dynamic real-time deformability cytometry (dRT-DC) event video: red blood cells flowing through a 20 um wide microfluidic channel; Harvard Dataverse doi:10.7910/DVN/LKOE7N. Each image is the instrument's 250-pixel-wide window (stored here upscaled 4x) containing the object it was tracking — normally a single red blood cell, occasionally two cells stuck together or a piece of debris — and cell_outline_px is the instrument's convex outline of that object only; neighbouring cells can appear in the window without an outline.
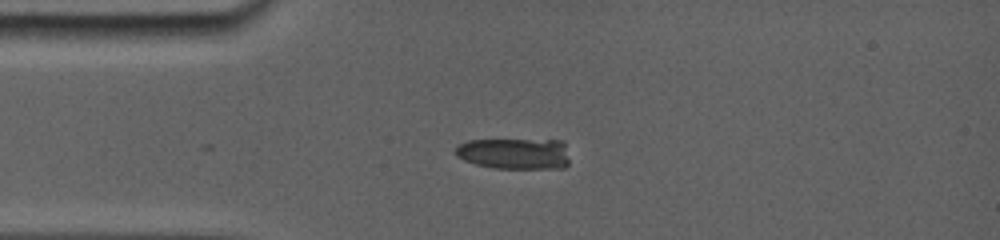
{"species": "common noctule bat (a hibernating species)", "species_latin": "Nyctalus noctula", "temperature_condition": "room temperature", "stored_images_in_passage": 60, "camera_frame_rate_fps": 5000, "um_per_image_px": 0.085, "animal": {"sex": "female", "body_mass_g": 19.0, "forearm_length_mm": 56.7}, "frame": {"image": 1, "passage_image": 1, "time_ms": 0.0, "image_size_px": [1000, 240], "cell_outline_px": [[568, 164], [564, 168], [496, 168], [476, 164], [464, 160], [456, 156], [456, 148], [460, 144], [472, 140], [556, 140], [564, 144], [568, 160]], "centroid_in_image_um": [43.73, 13.06], "position_along_channel_um": 41.3, "area_um2": 20.4}}
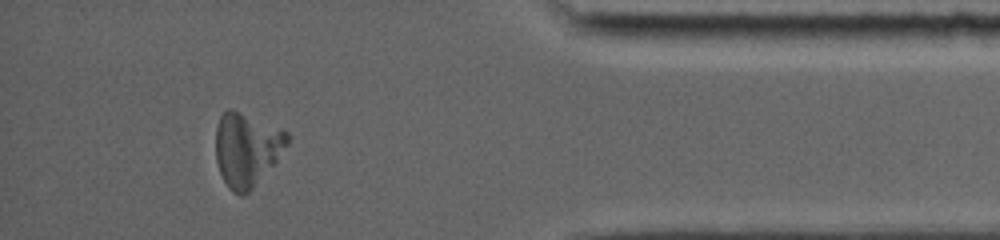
{"frame": {"image": 2, "passage_image": 51, "time_ms": 10.8, "image_size_px": [1000, 240], "cell_outline_px": [[288, 144], [276, 160], [252, 188], [244, 196], [240, 196], [232, 192], [228, 188], [220, 172], [216, 160], [216, 128], [220, 116], [228, 108], [232, 108], [288, 132]], "centroid_in_image_um": [20.94, 12.69], "position_along_channel_um": 414.3, "area_um2": 30.35}}